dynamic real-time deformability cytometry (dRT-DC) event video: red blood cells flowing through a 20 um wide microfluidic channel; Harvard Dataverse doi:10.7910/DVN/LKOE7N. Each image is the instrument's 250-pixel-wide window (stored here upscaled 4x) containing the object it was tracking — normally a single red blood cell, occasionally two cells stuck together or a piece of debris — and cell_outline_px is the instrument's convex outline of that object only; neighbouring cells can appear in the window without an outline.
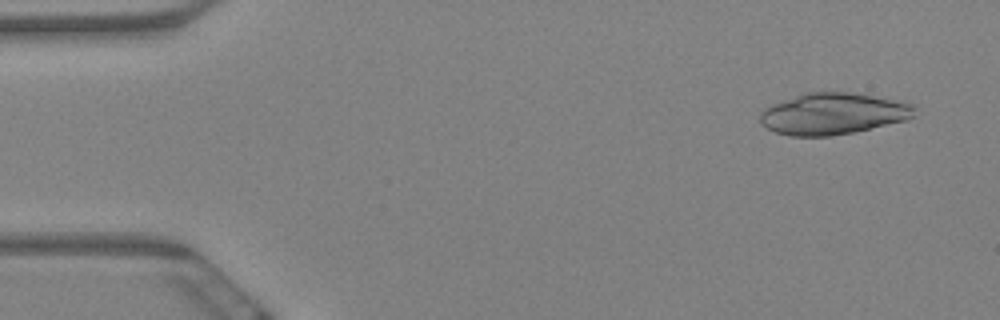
{"species": "Egyptian fruit bat (a non-hibernating species)", "species_latin": "Rousettus aegyptiacus", "temperature_condition": "warm", "stored_images_in_passage": 5, "camera_frame_rate_fps": 3000, "um_per_image_px": 0.085, "animal": {"sex": "female"}, "frame": {"image": 1, "passage_image": 1, "time_ms": 0.0, "image_size_px": [1000, 320], "cell_outline_px": [[916, 108], [912, 116], [908, 120], [852, 132], [828, 136], [792, 136], [776, 132], [760, 124], [760, 112], [764, 108], [772, 104], [804, 92], [852, 92], [916, 104]], "centroid_in_image_um": [70.8, 9.66], "position_along_channel_um": 14.2, "area_um2": 37.34}}